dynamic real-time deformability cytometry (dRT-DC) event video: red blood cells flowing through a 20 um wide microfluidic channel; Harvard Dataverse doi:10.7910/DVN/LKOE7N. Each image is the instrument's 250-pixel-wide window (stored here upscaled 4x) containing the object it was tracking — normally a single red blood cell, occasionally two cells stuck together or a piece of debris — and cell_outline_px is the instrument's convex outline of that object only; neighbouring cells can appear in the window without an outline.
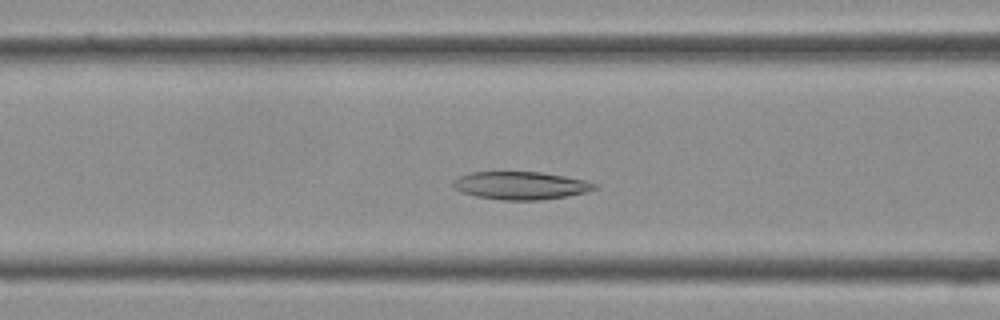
{"species": "Egyptian fruit bat (a non-hibernating species)", "species_latin": "Rousettus aegyptiacus", "temperature_condition": "cold", "stored_images_in_passage": 36, "segment_of_instrument_passage": [1, 2], "camera_frame_rate_fps": 3000, "um_per_image_px": 0.085, "frame": {"image": 1, "passage_image": 12, "time_ms": 3.667, "image_size_px": [1000, 320], "cell_outline_px": [[600, 184], [596, 188], [584, 192], [568, 196], [540, 200], [504, 200], [476, 196], [460, 192], [452, 188], [452, 184], [460, 176], [472, 172], [540, 172], [564, 176], [584, 180]], "centroid_in_image_um": [44.26, 15.77], "position_along_channel_um": 122.3, "area_um2": 22.89}}
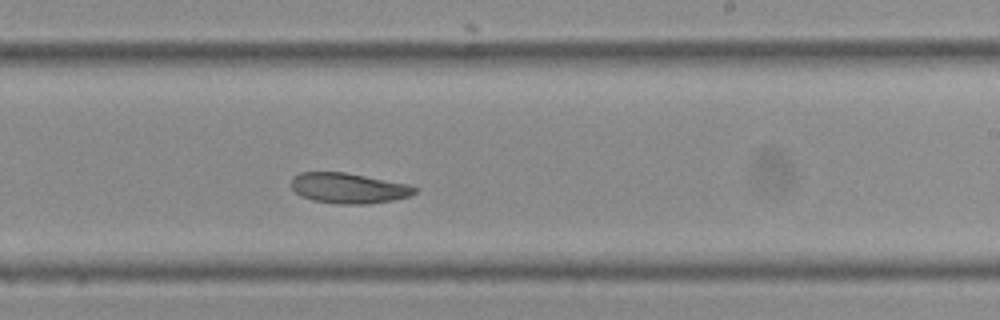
{"frame": {"image": 2, "passage_image": 20, "time_ms": 6.333, "image_size_px": [1000, 320], "cell_outline_px": [[420, 188], [416, 192], [408, 196], [392, 200], [364, 204], [340, 204], [312, 200], [300, 196], [292, 188], [292, 176], [300, 172], [344, 172], [408, 184]], "centroid_in_image_um": [29.61, 15.99], "position_along_channel_um": 259.4, "area_um2": 21.79}}
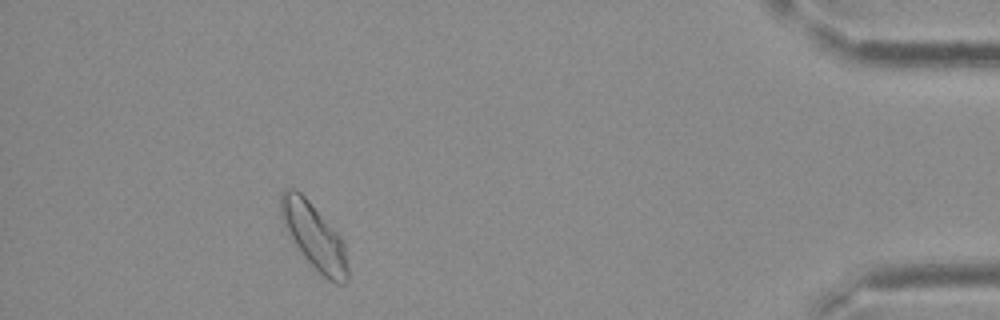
{"frame": {"image": 3, "passage_image": 32, "time_ms": 10.333, "image_size_px": [1000, 320], "cell_outline_px": [[348, 280], [344, 284], [336, 284], [328, 280], [300, 252], [288, 236], [284, 228], [280, 216], [280, 192], [284, 188], [292, 188], [300, 192], [308, 200], [344, 240], [348, 268]], "centroid_in_image_um": [26.68, 20.07], "position_along_channel_um": 408.5, "area_um2": 25.72}}